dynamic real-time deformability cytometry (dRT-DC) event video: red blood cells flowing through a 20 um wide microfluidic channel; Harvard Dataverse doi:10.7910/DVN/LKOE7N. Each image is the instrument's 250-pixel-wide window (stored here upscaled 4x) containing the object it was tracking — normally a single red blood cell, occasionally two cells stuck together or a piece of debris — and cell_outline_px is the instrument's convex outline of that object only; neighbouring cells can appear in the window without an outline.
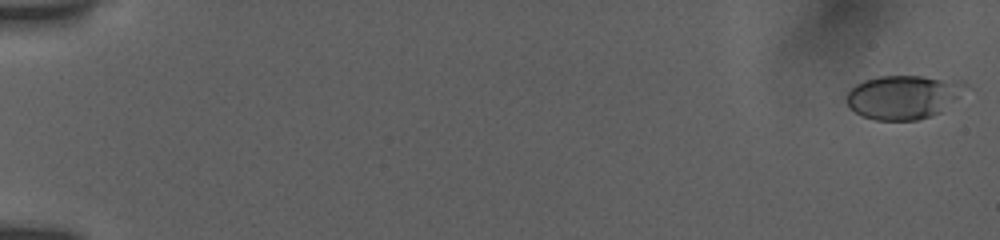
{"species": "human", "species_latin": "Homo sapiens", "temperature_condition": "room temperature", "stored_images_in_passage": 17, "camera_frame_rate_fps": 3000, "um_per_image_px": 0.085, "donor": {"sex": "female"}, "frame": {"image": 1, "passage_image": 1, "time_ms": 0.0, "image_size_px": [1000, 240], "cell_outline_px": [[972, 88], [940, 112], [932, 116], [916, 120], [876, 120], [864, 116], [856, 112], [844, 100], [844, 96], [856, 84], [864, 80], [880, 76], [924, 76], [964, 80]], "centroid_in_image_um": [76.87, 8.22], "position_along_channel_um": 8.1, "area_um2": 30.92}}
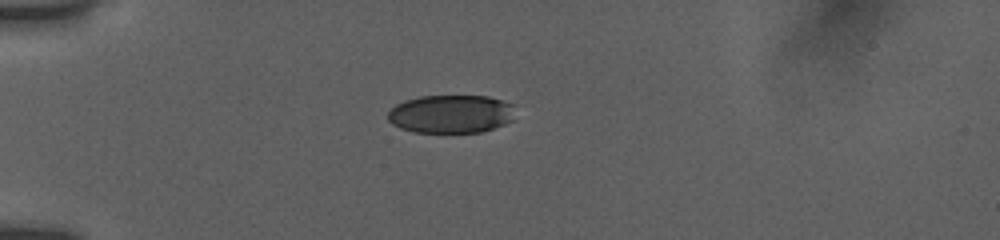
{"frame": {"image": 2, "passage_image": 15, "time_ms": 5.0, "image_size_px": [1000, 240], "cell_outline_px": [[516, 104], [512, 120], [504, 124], [480, 132], [412, 132], [400, 128], [392, 124], [388, 120], [388, 112], [396, 104], [404, 100], [420, 96], [488, 96], [504, 100]], "centroid_in_image_um": [38.35, 9.67], "position_along_channel_um": 46.7, "area_um2": 28.61}}